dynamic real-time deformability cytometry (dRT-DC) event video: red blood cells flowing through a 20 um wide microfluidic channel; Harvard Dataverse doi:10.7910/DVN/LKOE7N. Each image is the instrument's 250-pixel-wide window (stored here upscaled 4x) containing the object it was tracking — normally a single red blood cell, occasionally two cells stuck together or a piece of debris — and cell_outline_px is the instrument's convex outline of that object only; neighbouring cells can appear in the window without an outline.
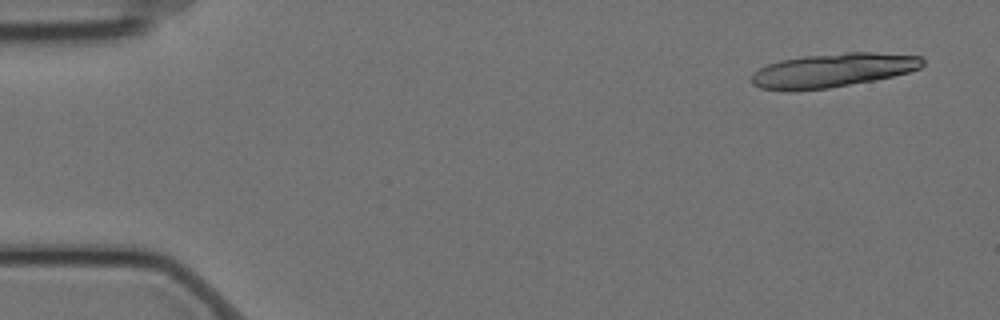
{"species": "Egyptian fruit bat (a non-hibernating species)", "species_latin": "Rousettus aegyptiacus", "temperature_condition": "cold", "stored_images_in_passage": 6, "camera_frame_rate_fps": 3000, "um_per_image_px": 0.085, "animal": {"sex": "female"}, "frame": {"image": 1, "passage_image": 1, "time_ms": 0.0, "image_size_px": [1000, 320], "cell_outline_px": [[924, 64], [920, 68], [908, 72], [876, 80], [828, 88], [792, 92], [760, 88], [752, 84], [752, 76], [760, 68], [768, 64], [780, 60], [804, 56], [848, 52], [872, 52], [920, 56], [924, 60]], "centroid_in_image_um": [70.78, 5.99], "position_along_channel_um": 14.2, "area_um2": 33.87}}